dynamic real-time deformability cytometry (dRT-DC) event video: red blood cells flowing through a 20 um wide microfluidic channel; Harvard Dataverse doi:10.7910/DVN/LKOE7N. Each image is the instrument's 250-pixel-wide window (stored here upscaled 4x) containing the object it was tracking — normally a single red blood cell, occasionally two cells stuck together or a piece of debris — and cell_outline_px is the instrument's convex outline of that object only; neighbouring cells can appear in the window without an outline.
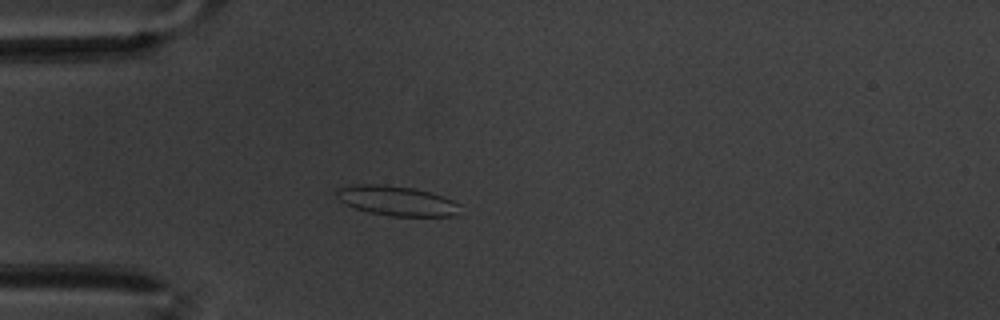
{"species": "common noctule bat (a hibernating species)", "species_latin": "Nyctalus noctula", "temperature_condition": "warm", "stored_images_in_passage": 55, "camera_frame_rate_fps": 3000, "um_per_image_px": 0.085, "animal": {"sex": "male", "body_mass_g": 20.1, "forearm_length_mm": 53.5}, "frame": {"image": 1, "passage_image": 12, "time_ms": 3.667, "image_size_px": [1000, 320], "cell_outline_px": [[460, 204], [456, 212], [452, 216], [392, 216], [368, 212], [344, 204], [336, 196], [336, 188], [356, 184], [384, 184], [412, 188], [428, 192], [452, 200]], "centroid_in_image_um": [33.64, 17.06], "position_along_channel_um": 51.4, "area_um2": 21.21}}
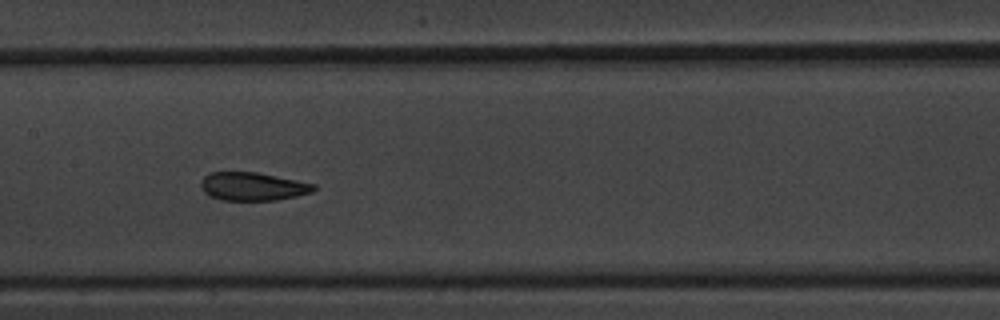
{"frame": {"image": 2, "passage_image": 25, "time_ms": 8.0, "image_size_px": [1000, 320], "cell_outline_px": [[316, 188], [312, 192], [296, 196], [276, 200], [220, 200], [208, 196], [200, 188], [200, 180], [208, 172], [256, 172], [316, 184]], "centroid_in_image_um": [21.43, 15.85], "position_along_channel_um": 186.0, "area_um2": 18.73}}
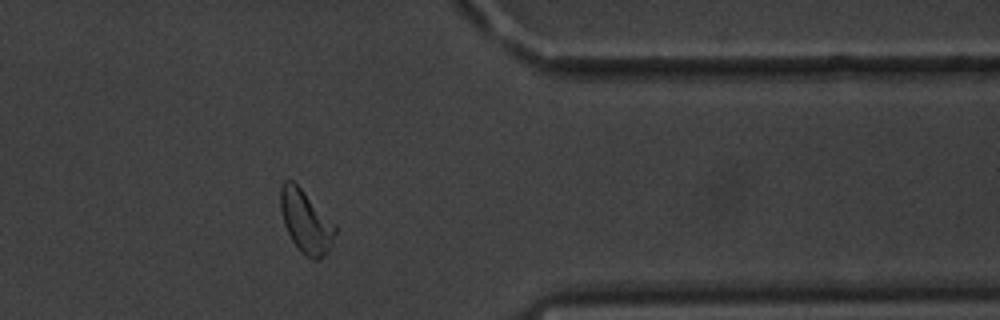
{"frame": {"image": 3, "passage_image": 44, "time_ms": 14.333, "image_size_px": [1000, 320], "cell_outline_px": [[336, 232], [332, 244], [328, 252], [320, 260], [312, 260], [300, 252], [292, 240], [284, 224], [280, 208], [280, 188], [284, 180], [292, 180], [336, 224]], "centroid_in_image_um": [26.01, 18.87], "position_along_channel_um": 385.4, "area_um2": 20.0}, "authors_computed_cell_mechanics": {"area_um2": 19.7098, "velocity_mm_per_s": 3.3532, "shape_relaxation_time_tau1_ms": 2.8461, "shape_relaxation_time_tau2_ms": 1.4967, "deformation_change_tau1": 0.1082, "deformation_change_tau2": 0.0854}}